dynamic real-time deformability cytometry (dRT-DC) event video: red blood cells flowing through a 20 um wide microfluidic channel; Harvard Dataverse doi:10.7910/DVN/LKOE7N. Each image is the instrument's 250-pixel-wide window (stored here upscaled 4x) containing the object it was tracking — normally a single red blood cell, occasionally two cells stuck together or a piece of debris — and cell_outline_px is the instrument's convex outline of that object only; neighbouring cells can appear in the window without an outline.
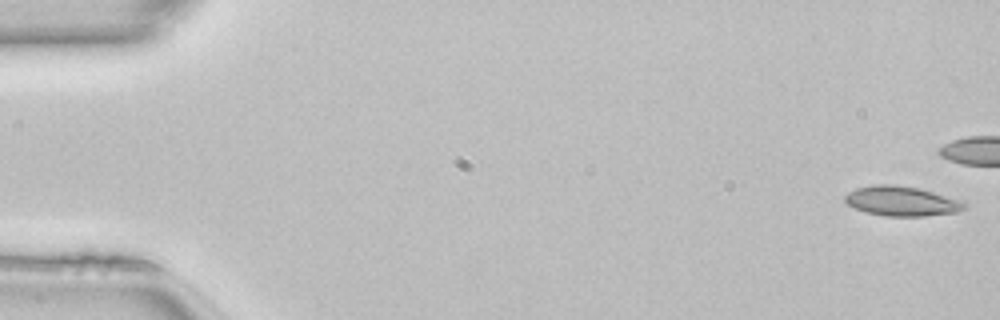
{"species": "common noctule bat (a hibernating species)", "species_latin": "Nyctalus noctula", "temperature_condition": "room temperature", "stored_images_in_passage": 39, "camera_frame_rate_fps": 3000, "um_per_image_px": 0.085, "animal": {"sex": "female", "body_mass_g": 22.7, "forearm_length_mm": 54.2}, "frame": {"image": 1, "passage_image": 1, "time_ms": 0.0, "image_size_px": [1000, 320], "cell_outline_px": [[968, 204], [964, 208], [956, 212], [924, 216], [884, 216], [864, 212], [848, 204], [844, 200], [844, 196], [848, 192], [856, 188], [876, 184], [892, 184], [916, 188], [964, 200]], "centroid_in_image_um": [76.64, 17.1], "position_along_channel_um": 8.4, "area_um2": 20.69}}
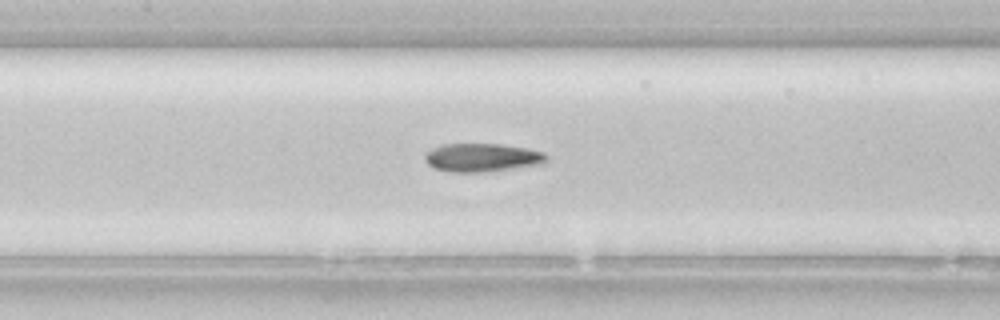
{"frame": {"image": 2, "passage_image": 23, "time_ms": 7.333, "image_size_px": [1000, 320], "cell_outline_px": [[548, 160], [544, 164], [484, 172], [452, 172], [436, 168], [428, 164], [424, 160], [424, 156], [432, 148], [444, 144], [500, 144], [524, 148], [544, 152], [548, 156]], "centroid_in_image_um": [41.01, 13.39], "position_along_channel_um": 166.4, "area_um2": 20.06}}